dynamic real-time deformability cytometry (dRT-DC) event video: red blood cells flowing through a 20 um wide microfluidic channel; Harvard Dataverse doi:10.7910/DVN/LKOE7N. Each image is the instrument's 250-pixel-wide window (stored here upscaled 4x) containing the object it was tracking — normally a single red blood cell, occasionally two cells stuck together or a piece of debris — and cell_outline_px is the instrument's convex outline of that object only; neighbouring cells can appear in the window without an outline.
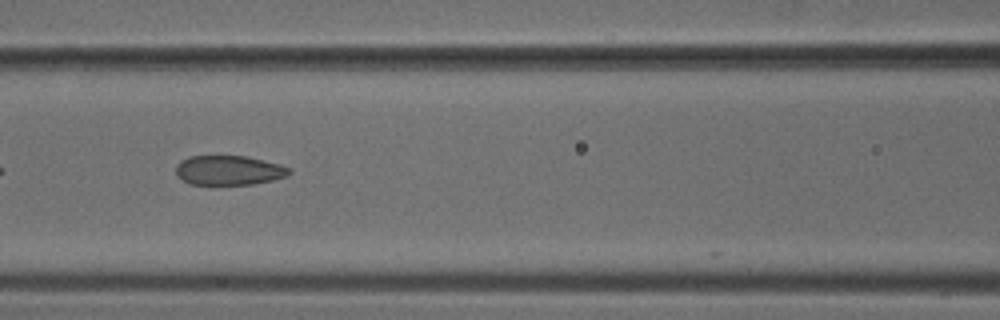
{"species": "common noctule bat (a hibernating species)", "species_latin": "Nyctalus noctula", "temperature_condition": "cold", "stored_images_in_passage": 50, "camera_frame_rate_fps": 3000, "um_per_image_px": 0.085, "animal": {"sex": "male", "body_mass_g": 18.8}, "frame": {"image": 1, "passage_image": 22, "time_ms": 7.0, "image_size_px": [1000, 320], "cell_outline_px": [[292, 172], [288, 176], [272, 180], [252, 184], [188, 184], [176, 176], [176, 164], [180, 160], [188, 156], [244, 156], [280, 164], [288, 168]], "centroid_in_image_um": [19.41, 14.47], "position_along_channel_um": 147.2, "area_um2": 19.54}}